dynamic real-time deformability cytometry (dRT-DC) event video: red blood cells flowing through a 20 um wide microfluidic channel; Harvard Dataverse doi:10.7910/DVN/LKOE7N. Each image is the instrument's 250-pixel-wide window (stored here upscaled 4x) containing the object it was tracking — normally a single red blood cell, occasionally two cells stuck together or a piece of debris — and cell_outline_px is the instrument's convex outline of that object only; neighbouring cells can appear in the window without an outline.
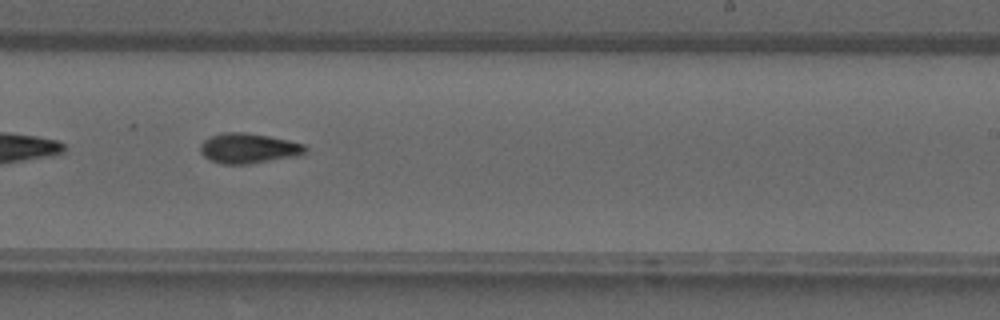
{"species": "common noctule bat (a hibernating species)", "species_latin": "Nyctalus noctula", "temperature_condition": "warm", "stored_images_in_passage": 28, "camera_frame_rate_fps": 3000, "um_per_image_px": 0.085, "animal": {"sex": "male", "forearm_length_mm": 52.5}, "frame": {"image": 1, "passage_image": 13, "time_ms": 4.0, "image_size_px": [1000, 320], "cell_outline_px": [[308, 148], [304, 152], [296, 156], [252, 164], [220, 164], [208, 160], [200, 152], [200, 144], [204, 140], [212, 136], [224, 132], [244, 132], [268, 136], [288, 140], [304, 144]], "centroid_in_image_um": [21.09, 12.62], "position_along_channel_um": 267.9, "area_um2": 18.5}}
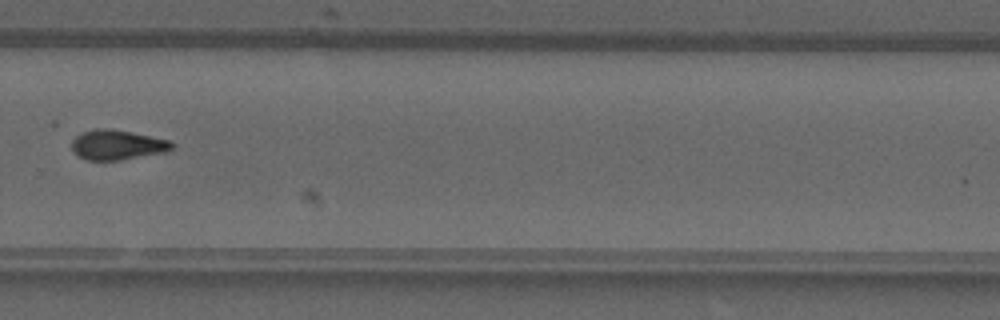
{"frame": {"image": 2, "passage_image": 16, "time_ms": 5.0, "image_size_px": [1000, 320], "cell_outline_px": [[176, 144], [168, 152], [120, 160], [88, 160], [80, 156], [72, 148], [72, 140], [76, 136], [84, 132], [96, 128], [112, 128], [132, 132], [168, 140]], "centroid_in_image_um": [10.01, 12.31], "position_along_channel_um": 319.8, "area_um2": 17.4}}
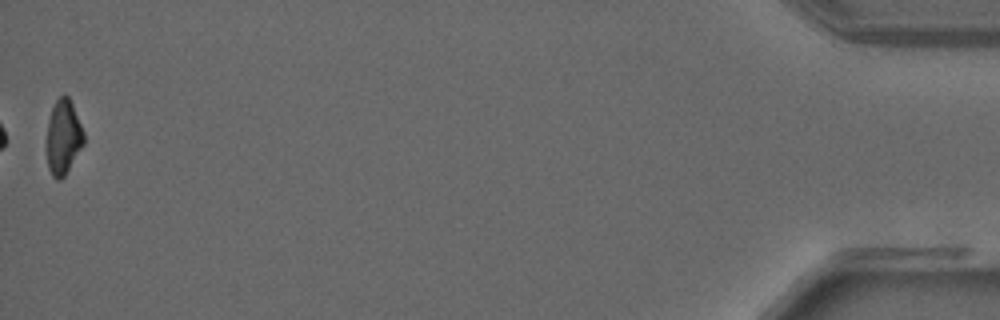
{"frame": {"image": 3, "passage_image": 28, "time_ms": 9.0, "image_size_px": [1000, 320], "cell_outline_px": [[84, 144], [64, 176], [60, 180], [56, 180], [52, 176], [48, 168], [44, 148], [44, 140], [48, 120], [52, 108], [56, 100], [64, 92], [68, 96], [72, 104], [84, 132]], "centroid_in_image_um": [5.32, 11.67], "position_along_channel_um": 429.9, "area_um2": 16.7}}